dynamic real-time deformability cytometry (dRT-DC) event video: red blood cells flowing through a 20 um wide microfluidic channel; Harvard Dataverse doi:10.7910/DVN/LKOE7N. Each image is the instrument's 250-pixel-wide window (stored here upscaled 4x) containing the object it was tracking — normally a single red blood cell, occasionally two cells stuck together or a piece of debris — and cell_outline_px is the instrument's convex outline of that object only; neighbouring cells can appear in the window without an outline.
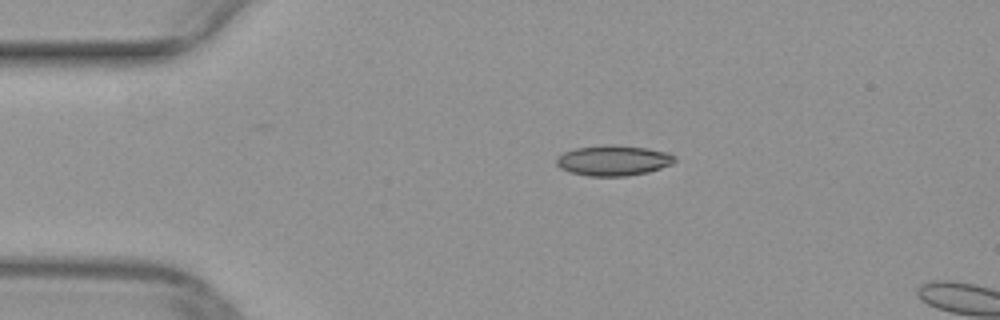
{"species": "common noctule bat (a hibernating species)", "species_latin": "Nyctalus noctula", "temperature_condition": "warm", "stored_images_in_passage": 4, "camera_frame_rate_fps": 3000, "um_per_image_px": 0.085, "animal": {"sex": "female", "body_mass_g": 29.2, "forearm_length_mm": 56.3}, "frame": {"image": 1, "passage_image": 1, "time_ms": 0.0, "image_size_px": [1000, 320], "cell_outline_px": [[676, 160], [672, 164], [648, 172], [624, 176], [588, 176], [572, 172], [560, 168], [556, 164], [556, 156], [564, 152], [576, 148], [612, 144], [648, 148], [668, 152], [676, 156]], "centroid_in_image_um": [52.15, 13.63], "position_along_channel_um": 32.9, "area_um2": 20.98}}